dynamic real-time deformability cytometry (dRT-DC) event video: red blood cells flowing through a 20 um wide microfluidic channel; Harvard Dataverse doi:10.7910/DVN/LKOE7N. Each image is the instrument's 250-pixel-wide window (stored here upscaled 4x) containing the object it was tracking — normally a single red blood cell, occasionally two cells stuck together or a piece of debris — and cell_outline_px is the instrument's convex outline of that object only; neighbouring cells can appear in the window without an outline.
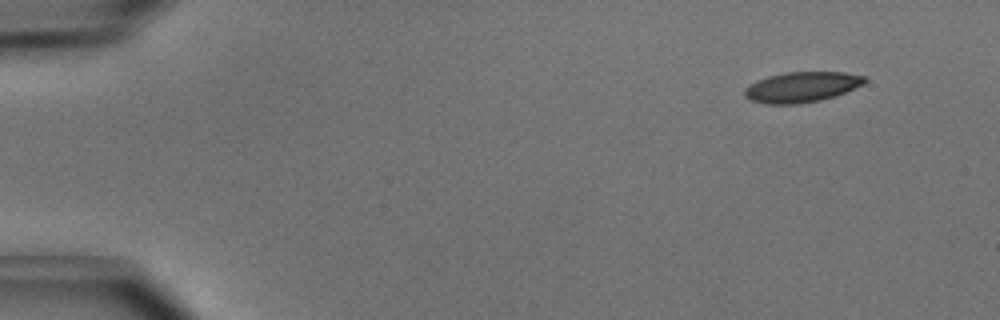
{"species": "common noctule bat (a hibernating species)", "species_latin": "Nyctalus noctula", "temperature_condition": "cold", "stored_images_in_passage": 3, "camera_frame_rate_fps": 3000, "um_per_image_px": 0.085, "animal": {"sex": "male", "body_mass_g": 15.6}, "frame": {"image": 1, "passage_image": 1, "time_ms": 0.0, "image_size_px": [1000, 320], "cell_outline_px": [[868, 80], [864, 84], [836, 96], [820, 100], [796, 104], [768, 104], [752, 100], [744, 96], [744, 88], [768, 76], [788, 72], [844, 72], [864, 76]], "centroid_in_image_um": [68.19, 7.4], "position_along_channel_um": 16.8, "area_um2": 21.1}}
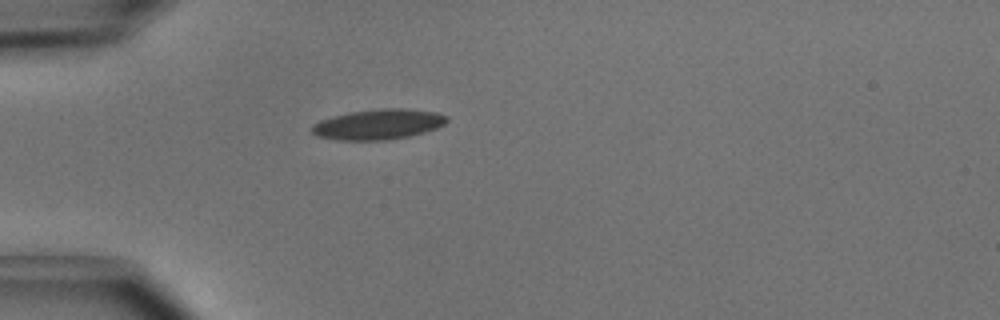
{"frame": {"image": 2, "passage_image": 3, "time_ms": 0.667, "image_size_px": [1000, 320], "cell_outline_px": [[448, 120], [444, 124], [436, 128], [424, 132], [408, 136], [388, 140], [336, 140], [316, 136], [312, 132], [312, 124], [320, 120], [352, 112], [380, 108], [408, 108], [436, 112], [448, 116]], "centroid_in_image_um": [32.17, 10.57], "position_along_channel_um": 52.8, "area_um2": 23.81}}